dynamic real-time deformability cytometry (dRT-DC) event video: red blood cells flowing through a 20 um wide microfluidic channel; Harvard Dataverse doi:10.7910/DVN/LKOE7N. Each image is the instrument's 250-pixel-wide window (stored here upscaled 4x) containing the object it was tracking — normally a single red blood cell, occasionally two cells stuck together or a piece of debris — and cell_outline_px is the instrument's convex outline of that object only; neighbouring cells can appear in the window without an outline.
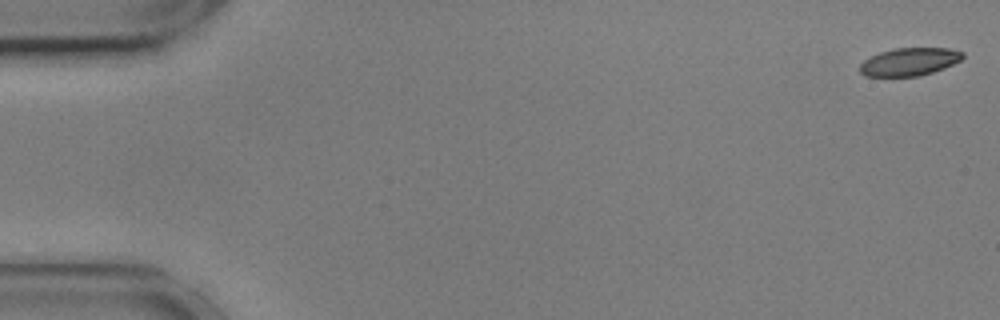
{"species": "common noctule bat (a hibernating species)", "species_latin": "Nyctalus noctula", "temperature_condition": "cold", "stored_images_in_passage": 56, "camera_frame_rate_fps": 3000, "um_per_image_px": 0.085, "animal": {"sex": "male", "body_mass_g": 17.9, "forearm_length_mm": 54.2}, "frame": {"image": 1, "passage_image": 1, "time_ms": 0.0, "image_size_px": [1000, 320], "cell_outline_px": [[964, 56], [960, 60], [944, 68], [920, 76], [864, 76], [860, 72], [860, 64], [864, 60], [880, 52], [896, 48], [948, 48], [964, 52]], "centroid_in_image_um": [77.3, 5.25], "position_along_channel_um": 7.7, "area_um2": 16.59}}
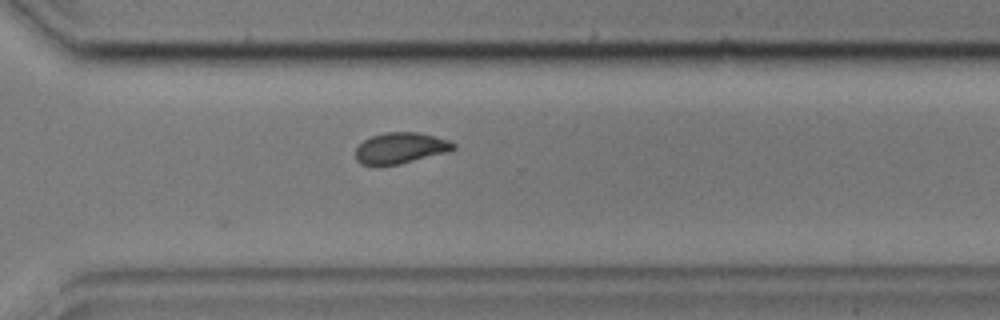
{"frame": {"image": 2, "passage_image": 40, "time_ms": 13.0, "image_size_px": [1000, 320], "cell_outline_px": [[456, 148], [448, 152], [400, 164], [380, 168], [376, 168], [360, 164], [356, 160], [356, 148], [364, 140], [372, 136], [388, 132], [420, 132], [436, 136], [448, 140], [456, 144]], "centroid_in_image_um": [34.02, 12.62], "position_along_channel_um": 336.6, "area_um2": 18.21}}
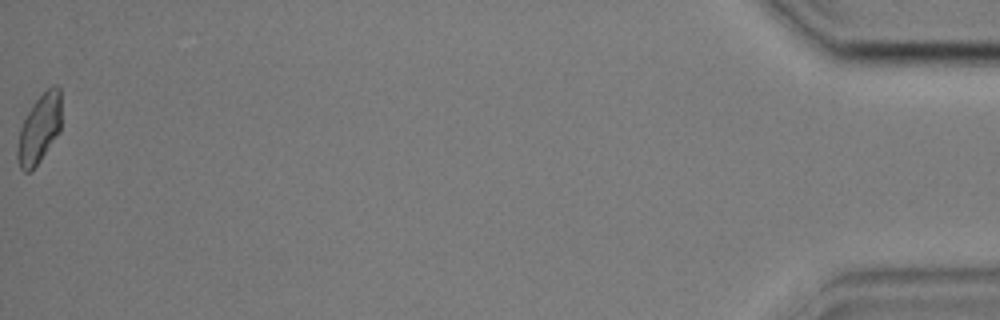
{"frame": {"image": 3, "passage_image": 56, "time_ms": 18.333, "image_size_px": [1000, 320], "cell_outline_px": [[60, 132], [32, 172], [24, 172], [20, 168], [16, 160], [16, 148], [20, 128], [32, 104], [52, 84], [56, 84], [60, 88]], "centroid_in_image_um": [3.32, 10.99], "position_along_channel_um": 431.9, "area_um2": 17.8}, "authors_computed_cell_mechanics": {"area_um2": 18.0914, "velocity_mm_per_s": 3.5921, "shape_relaxation_time_tau1_ms": 6.7484, "shape_relaxation_time_tau2_ms": 2.3725, "deformation_change_tau1": 0.1243, "deformation_change_tau2": 0.0674}}